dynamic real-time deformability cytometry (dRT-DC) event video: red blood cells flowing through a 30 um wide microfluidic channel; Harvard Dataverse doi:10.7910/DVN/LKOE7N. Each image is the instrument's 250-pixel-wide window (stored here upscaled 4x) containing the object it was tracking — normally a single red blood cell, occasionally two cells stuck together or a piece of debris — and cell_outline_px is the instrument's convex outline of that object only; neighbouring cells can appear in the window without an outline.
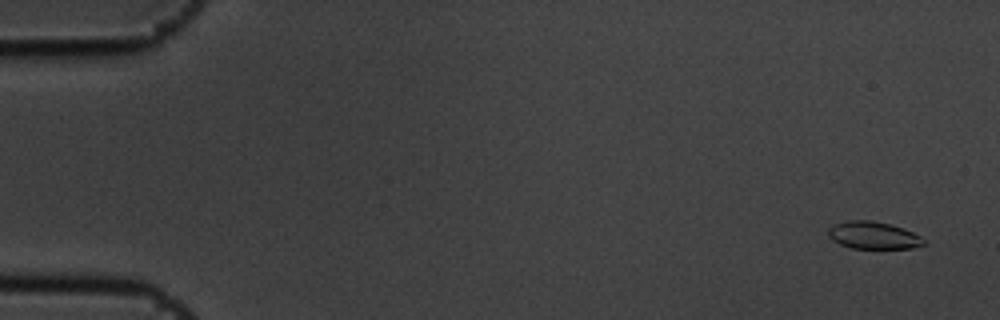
{"species": "common noctule bat (a hibernating species)", "species_latin": "Nyctalus noctula", "temperature_condition": "cold", "stored_images_in_passage": 6, "camera_frame_rate_fps": 3000, "um_per_image_px": 0.085, "animal": {"sex": "male", "body_mass_g": 19.5, "forearm_length_mm": 54.6}, "frame": {"image": 1, "passage_image": 1, "time_ms": 0.0, "image_size_px": [1000, 320], "cell_outline_px": [[924, 244], [912, 248], [852, 248], [840, 244], [832, 240], [828, 236], [828, 228], [832, 224], [848, 220], [872, 220], [892, 224], [904, 228], [920, 236], [924, 240]], "centroid_in_image_um": [74.2, 19.98], "position_along_channel_um": 10.8, "area_um2": 15.32}}